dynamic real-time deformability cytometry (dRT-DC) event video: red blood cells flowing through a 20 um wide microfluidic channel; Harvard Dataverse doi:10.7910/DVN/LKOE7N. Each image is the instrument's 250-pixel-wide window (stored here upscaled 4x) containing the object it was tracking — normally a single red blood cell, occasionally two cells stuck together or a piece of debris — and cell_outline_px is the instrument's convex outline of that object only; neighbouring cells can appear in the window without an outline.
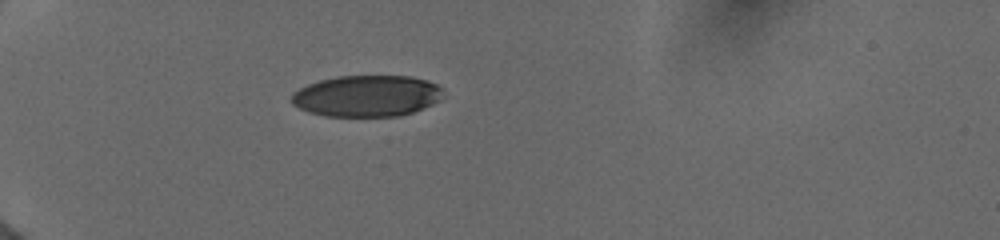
{"species": "human", "species_latin": "Homo sapiens", "temperature_condition": "cold", "stored_images_in_passage": 18, "camera_frame_rate_fps": 3000, "um_per_image_px": 0.085, "donor": {"sex": "female"}, "frame": {"image": 1, "passage_image": 1, "time_ms": 0.0, "image_size_px": [1000, 240], "cell_outline_px": [[444, 96], [440, 100], [432, 104], [412, 112], [400, 116], [324, 116], [308, 112], [292, 104], [292, 92], [308, 84], [320, 80], [336, 76], [412, 76], [428, 80], [444, 88]], "centroid_in_image_um": [31.21, 8.15], "position_along_channel_um": 53.8, "area_um2": 36.82}}
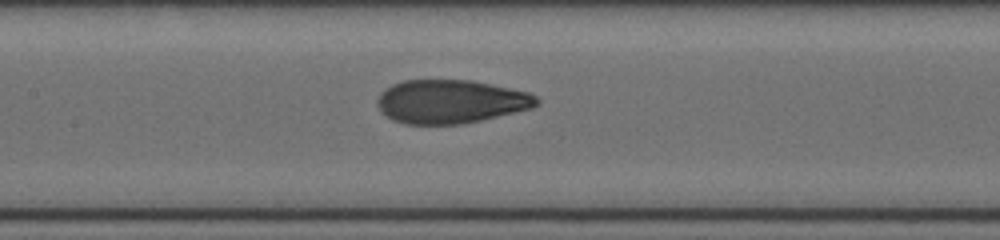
{"frame": {"image": 2, "passage_image": 11, "time_ms": 3.667, "image_size_px": [1000, 240], "cell_outline_px": [[540, 104], [532, 108], [480, 120], [460, 124], [404, 124], [392, 120], [380, 112], [376, 104], [376, 100], [380, 92], [384, 88], [392, 84], [404, 80], [472, 80], [528, 92], [536, 96], [540, 100]], "centroid_in_image_um": [38.26, 8.63], "position_along_channel_um": 169.1, "area_um2": 40.69}}
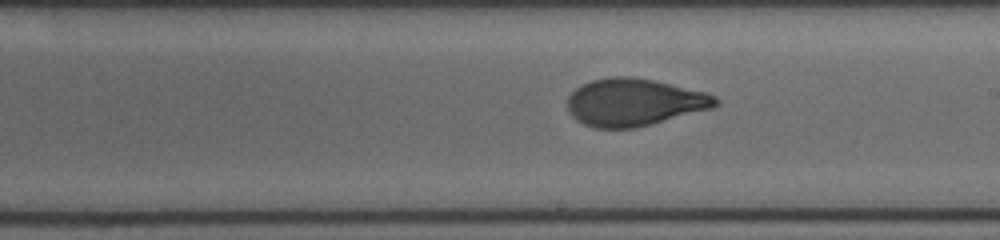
{"frame": {"image": 3, "passage_image": 16, "time_ms": 5.333, "image_size_px": [1000, 240], "cell_outline_px": [[720, 104], [712, 108], [652, 124], [636, 128], [596, 128], [584, 124], [576, 120], [568, 112], [568, 96], [580, 84], [592, 80], [612, 76], [632, 76], [652, 80], [708, 92], [716, 96], [720, 100]], "centroid_in_image_um": [53.91, 8.69], "position_along_channel_um": 235.1, "area_um2": 41.15}}